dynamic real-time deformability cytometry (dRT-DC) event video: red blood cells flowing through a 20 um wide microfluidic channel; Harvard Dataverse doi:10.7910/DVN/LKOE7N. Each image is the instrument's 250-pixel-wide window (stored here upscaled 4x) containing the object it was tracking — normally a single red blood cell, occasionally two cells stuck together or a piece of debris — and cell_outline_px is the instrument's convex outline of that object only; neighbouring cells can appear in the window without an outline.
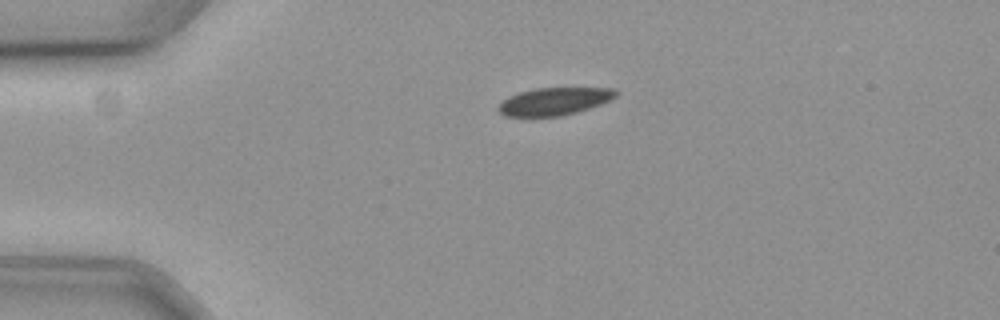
{"species": "common noctule bat (a hibernating species)", "species_latin": "Nyctalus noctula", "temperature_condition": "cold", "stored_images_in_passage": 39, "camera_frame_rate_fps": 3000, "um_per_image_px": 0.085, "animal": {"sex": "female", "body_mass_g": 19.3, "forearm_length_mm": 54.1}, "frame": {"image": 1, "passage_image": 1, "time_ms": 0.0, "image_size_px": [1000, 320], "cell_outline_px": [[620, 92], [616, 96], [600, 104], [576, 112], [560, 116], [504, 116], [496, 108], [508, 96], [532, 88], [616, 88]], "centroid_in_image_um": [47.11, 8.6], "position_along_channel_um": 37.9, "area_um2": 18.79}}
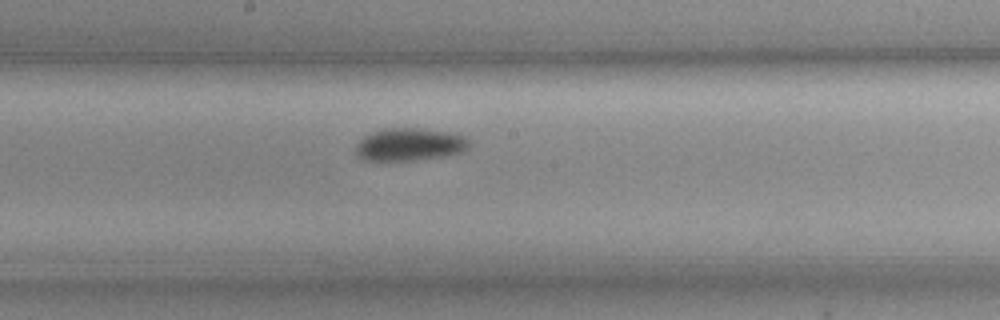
{"frame": {"image": 2, "passage_image": 19, "time_ms": 6.0, "image_size_px": [1000, 320], "cell_outline_px": [[468, 148], [464, 152], [448, 156], [412, 160], [360, 160], [356, 156], [356, 144], [364, 136], [372, 132], [384, 128], [416, 128], [448, 132], [464, 136], [468, 140]], "centroid_in_image_um": [34.8, 12.29], "position_along_channel_um": 213.4, "area_um2": 21.68}}
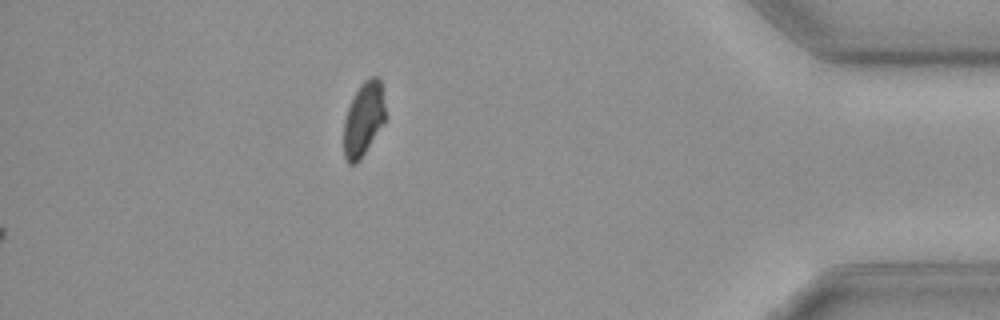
{"frame": {"image": 3, "passage_image": 39, "time_ms": 12.667, "image_size_px": [1000, 320], "cell_outline_px": [[388, 116], [360, 160], [356, 164], [348, 164], [344, 156], [344, 120], [348, 108], [360, 84], [364, 80], [372, 76], [376, 76], [380, 80]], "centroid_in_image_um": [30.92, 10.12], "position_along_channel_um": 404.3, "area_um2": 18.09}, "authors_computed_cell_mechanics": {"area_um2": 20.1144, "velocity_mm_per_s": 3.5635, "shape_relaxation_time_tau1_ms": 2.5411, "shape_relaxation_time_tau2_ms": null, "deformation_change_tau1": 0.0554, "deformation_change_tau2": null}}